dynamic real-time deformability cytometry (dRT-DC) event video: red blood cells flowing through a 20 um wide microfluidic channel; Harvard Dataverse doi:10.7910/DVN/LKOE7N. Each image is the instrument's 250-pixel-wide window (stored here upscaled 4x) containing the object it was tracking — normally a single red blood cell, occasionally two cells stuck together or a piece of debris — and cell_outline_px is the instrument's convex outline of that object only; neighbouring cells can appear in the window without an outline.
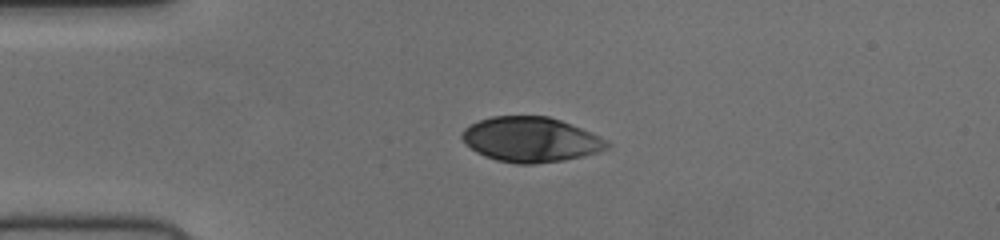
{"species": "human", "species_latin": "Homo sapiens", "temperature_condition": "cold", "stored_images_in_passage": 41, "camera_frame_rate_fps": 3000, "um_per_image_px": 0.085, "donor": {"sex": "female"}, "frame": {"image": 1, "passage_image": 1, "time_ms": 0.0, "image_size_px": [1000, 240], "cell_outline_px": [[612, 144], [608, 148], [584, 156], [564, 160], [536, 164], [516, 164], [496, 160], [484, 156], [476, 152], [460, 136], [464, 128], [480, 120], [492, 116], [548, 116], [560, 120], [580, 128]], "centroid_in_image_um": [45.09, 11.87], "position_along_channel_um": 39.9, "area_um2": 37.63}}
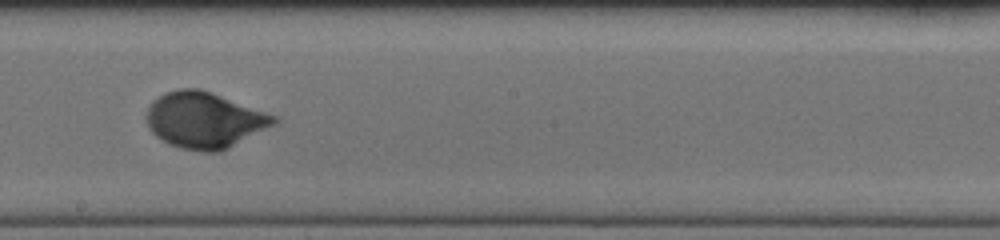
{"frame": {"image": 2, "passage_image": 18, "time_ms": 5.667, "image_size_px": [1000, 240], "cell_outline_px": [[280, 120], [276, 124], [220, 152], [200, 152], [180, 148], [168, 144], [156, 136], [148, 128], [148, 108], [152, 100], [164, 92], [180, 88], [200, 88], [212, 92], [276, 116]], "centroid_in_image_um": [17.37, 10.21], "position_along_channel_um": 230.8, "area_um2": 41.67}}
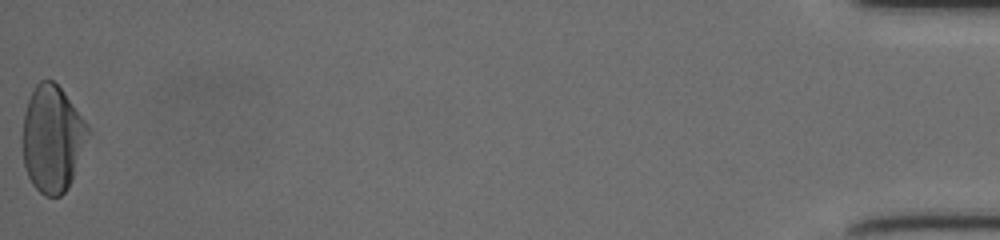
{"frame": {"image": 3, "passage_image": 41, "time_ms": 13.333, "image_size_px": [1000, 240], "cell_outline_px": [[92, 132], [72, 180], [68, 188], [60, 196], [44, 196], [32, 184], [28, 176], [24, 164], [24, 112], [28, 100], [36, 84], [40, 80], [52, 80], [64, 92], [88, 124]], "centroid_in_image_um": [4.5, 11.8], "position_along_channel_um": 430.7, "area_um2": 40.63}}